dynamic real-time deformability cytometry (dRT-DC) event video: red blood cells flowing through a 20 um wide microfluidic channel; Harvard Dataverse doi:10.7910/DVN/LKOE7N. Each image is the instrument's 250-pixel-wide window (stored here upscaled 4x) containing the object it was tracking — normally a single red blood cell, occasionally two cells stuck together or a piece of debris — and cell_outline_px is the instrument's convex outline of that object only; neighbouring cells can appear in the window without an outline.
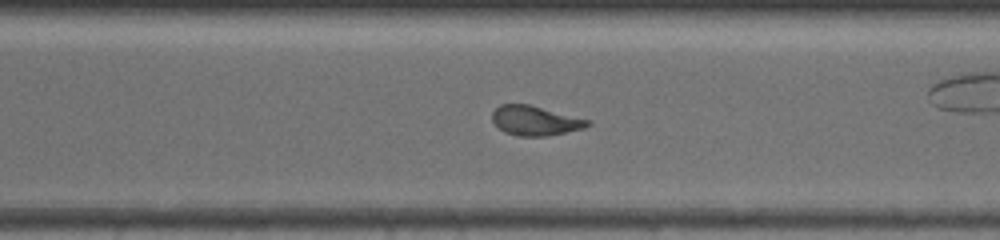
{"species": "common noctule bat (a hibernating species)", "species_latin": "Nyctalus noctula", "temperature_condition": "warm", "stored_images_in_passage": 37, "camera_frame_rate_fps": 3000, "um_per_image_px": 0.085, "animal": {"sex": "female", "body_mass_g": 19.5, "forearm_length_mm": 54.1}, "frame": {"image": 1, "passage_image": 27, "time_ms": 8.667, "image_size_px": [1000, 240], "cell_outline_px": [[592, 124], [584, 128], [548, 136], [516, 136], [504, 132], [492, 120], [492, 112], [500, 104], [528, 104], [588, 120]], "centroid_in_image_um": [45.46, 10.26], "position_along_channel_um": 325.1, "area_um2": 16.24}}